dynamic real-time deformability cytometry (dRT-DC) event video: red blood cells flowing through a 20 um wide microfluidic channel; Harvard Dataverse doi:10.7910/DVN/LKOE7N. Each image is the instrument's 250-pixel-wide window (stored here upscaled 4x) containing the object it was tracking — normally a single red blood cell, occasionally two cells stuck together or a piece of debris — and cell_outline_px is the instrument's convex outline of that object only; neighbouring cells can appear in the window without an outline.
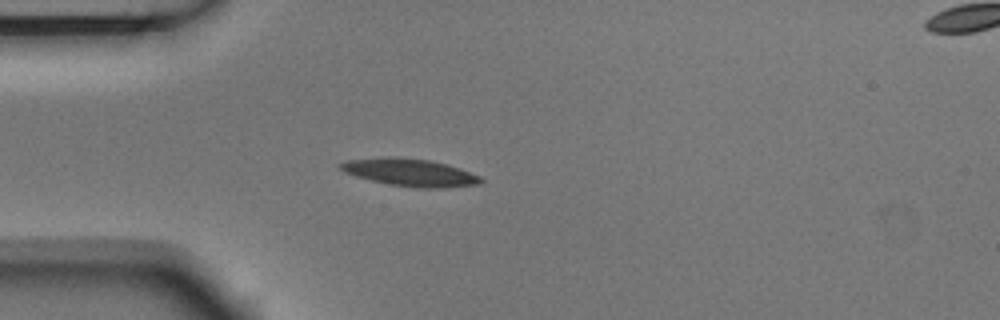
{"species": "Egyptian fruit bat (a non-hibernating species)", "species_latin": "Rousettus aegyptiacus", "temperature_condition": "room temperature", "stored_images_in_passage": 40, "camera_frame_rate_fps": 3000, "um_per_image_px": 0.085, "animal": {"sex": "male"}, "frame": {"image": 1, "passage_image": 1, "time_ms": 0.0, "image_size_px": [1000, 320], "cell_outline_px": [[484, 180], [480, 184], [440, 188], [420, 188], [392, 184], [372, 180], [356, 176], [344, 172], [336, 164], [348, 160], [388, 156], [432, 160], [460, 168], [480, 176]], "centroid_in_image_um": [34.86, 14.64], "position_along_channel_um": 50.1, "area_um2": 22.37}}
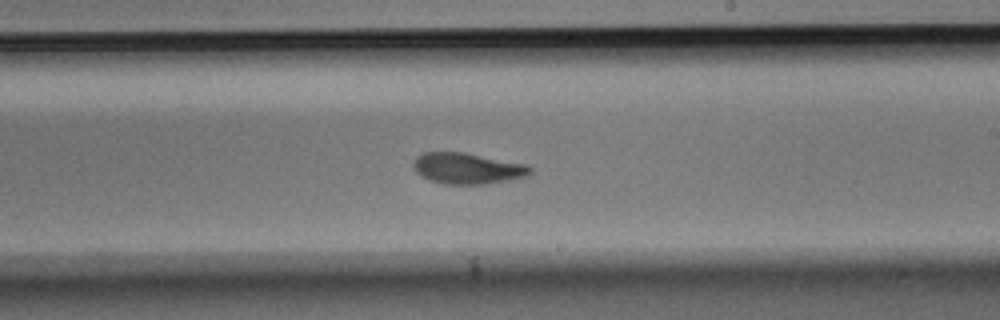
{"frame": {"image": 2, "passage_image": 18, "time_ms": 5.667, "image_size_px": [1000, 320], "cell_outline_px": [[532, 172], [524, 176], [508, 180], [488, 184], [444, 184], [420, 176], [412, 168], [412, 164], [416, 156], [424, 152], [464, 152], [528, 164], [532, 168]], "centroid_in_image_um": [39.71, 14.3], "position_along_channel_um": 249.3, "area_um2": 21.27}}
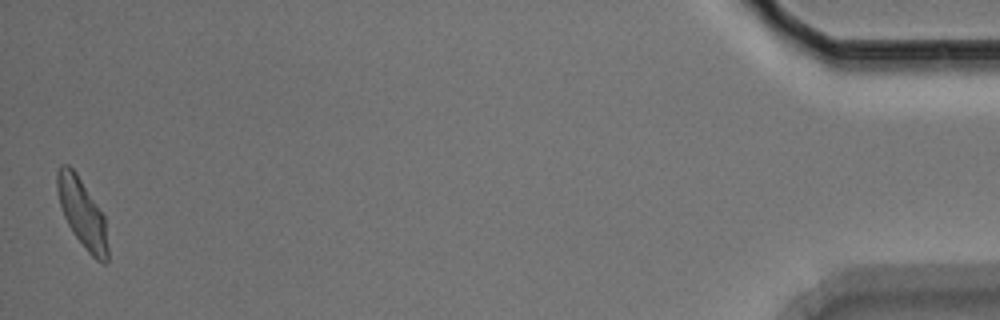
{"frame": {"image": 3, "passage_image": 40, "time_ms": 13.0, "image_size_px": [1000, 320], "cell_outline_px": [[108, 260], [104, 264], [96, 260], [88, 252], [72, 232], [64, 216], [60, 204], [56, 188], [56, 172], [60, 164], [68, 164], [76, 172], [104, 216], [108, 248]], "centroid_in_image_um": [6.97, 18.11], "position_along_channel_um": 428.2, "area_um2": 20.17}, "authors_computed_cell_mechanics": {"area_um2": 20.9814, "velocity_mm_per_s": 3.6949, "shape_relaxation_time_tau1_ms": 3.4951, "shape_relaxation_time_tau2_ms": 3.0686, "deformation_change_tau1": 0.1634, "deformation_change_tau2": 0.0934}}